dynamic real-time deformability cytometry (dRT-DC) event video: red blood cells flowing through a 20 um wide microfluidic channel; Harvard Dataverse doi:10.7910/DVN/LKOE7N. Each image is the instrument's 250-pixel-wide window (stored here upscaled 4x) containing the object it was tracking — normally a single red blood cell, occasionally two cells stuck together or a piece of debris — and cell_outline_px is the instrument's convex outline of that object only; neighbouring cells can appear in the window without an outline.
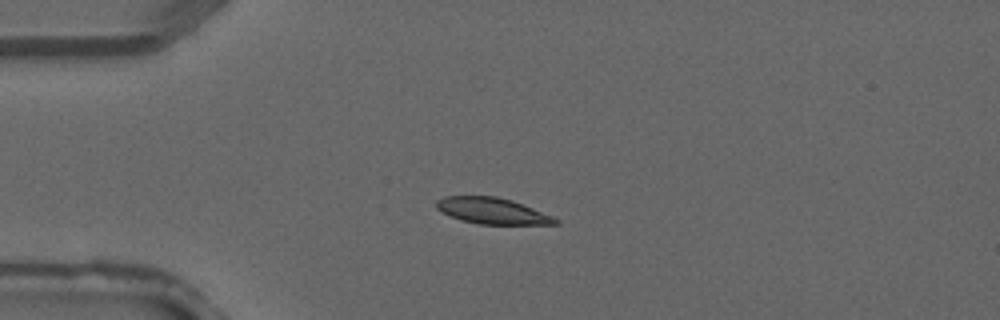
{"species": "common noctule bat (a hibernating species)", "species_latin": "Nyctalus noctula", "temperature_condition": "warm", "stored_images_in_passage": 4, "camera_frame_rate_fps": 3000, "um_per_image_px": 0.085, "animal": {"sex": "male", "forearm_length_mm": 52.5}, "frame": {"image": 1, "passage_image": 3, "time_ms": 0.667, "image_size_px": [1000, 320], "cell_outline_px": [[560, 224], [480, 224], [460, 220], [436, 208], [436, 200], [444, 196], [496, 196], [512, 200], [552, 216], [560, 220]], "centroid_in_image_um": [41.85, 17.92], "position_along_channel_um": 43.2, "area_um2": 17.98}}